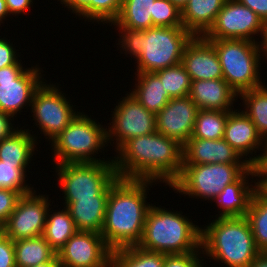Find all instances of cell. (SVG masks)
<instances>
[{
    "label": "cell",
    "instance_id": "1",
    "mask_svg": "<svg viewBox=\"0 0 267 267\" xmlns=\"http://www.w3.org/2000/svg\"><path fill=\"white\" fill-rule=\"evenodd\" d=\"M115 154L119 178L152 180L169 187L182 170L183 146L157 131L130 138Z\"/></svg>",
    "mask_w": 267,
    "mask_h": 267
},
{
    "label": "cell",
    "instance_id": "2",
    "mask_svg": "<svg viewBox=\"0 0 267 267\" xmlns=\"http://www.w3.org/2000/svg\"><path fill=\"white\" fill-rule=\"evenodd\" d=\"M156 181L117 178L110 188L101 235L111 249L138 245L144 231L149 187ZM147 202V203H146Z\"/></svg>",
    "mask_w": 267,
    "mask_h": 267
},
{
    "label": "cell",
    "instance_id": "3",
    "mask_svg": "<svg viewBox=\"0 0 267 267\" xmlns=\"http://www.w3.org/2000/svg\"><path fill=\"white\" fill-rule=\"evenodd\" d=\"M120 53L135 58L136 72H156L181 63L193 35L184 27H152L147 30L117 28ZM121 45V46H120Z\"/></svg>",
    "mask_w": 267,
    "mask_h": 267
},
{
    "label": "cell",
    "instance_id": "4",
    "mask_svg": "<svg viewBox=\"0 0 267 267\" xmlns=\"http://www.w3.org/2000/svg\"><path fill=\"white\" fill-rule=\"evenodd\" d=\"M201 249L206 259L227 267H250L261 253L245 216L216 218L202 227Z\"/></svg>",
    "mask_w": 267,
    "mask_h": 267
},
{
    "label": "cell",
    "instance_id": "5",
    "mask_svg": "<svg viewBox=\"0 0 267 267\" xmlns=\"http://www.w3.org/2000/svg\"><path fill=\"white\" fill-rule=\"evenodd\" d=\"M165 209L151 205L137 246L165 255L202 252V226L195 225L183 212Z\"/></svg>",
    "mask_w": 267,
    "mask_h": 267
},
{
    "label": "cell",
    "instance_id": "6",
    "mask_svg": "<svg viewBox=\"0 0 267 267\" xmlns=\"http://www.w3.org/2000/svg\"><path fill=\"white\" fill-rule=\"evenodd\" d=\"M81 111L49 145L55 165L80 162H114L95 158L108 145L107 128ZM51 143V144H50ZM107 144V145H106ZM99 151V153H98ZM54 152V153H53ZM94 156V157H93Z\"/></svg>",
    "mask_w": 267,
    "mask_h": 267
},
{
    "label": "cell",
    "instance_id": "7",
    "mask_svg": "<svg viewBox=\"0 0 267 267\" xmlns=\"http://www.w3.org/2000/svg\"><path fill=\"white\" fill-rule=\"evenodd\" d=\"M207 40L215 48L222 67L223 79L238 95L265 83L260 79V62L263 57L258 42L244 39Z\"/></svg>",
    "mask_w": 267,
    "mask_h": 267
},
{
    "label": "cell",
    "instance_id": "8",
    "mask_svg": "<svg viewBox=\"0 0 267 267\" xmlns=\"http://www.w3.org/2000/svg\"><path fill=\"white\" fill-rule=\"evenodd\" d=\"M64 202L109 195L118 175L114 162H80L55 165Z\"/></svg>",
    "mask_w": 267,
    "mask_h": 267
},
{
    "label": "cell",
    "instance_id": "9",
    "mask_svg": "<svg viewBox=\"0 0 267 267\" xmlns=\"http://www.w3.org/2000/svg\"><path fill=\"white\" fill-rule=\"evenodd\" d=\"M249 163H214L182 165L180 176L169 186L189 198L213 201L226 185L238 180Z\"/></svg>",
    "mask_w": 267,
    "mask_h": 267
},
{
    "label": "cell",
    "instance_id": "10",
    "mask_svg": "<svg viewBox=\"0 0 267 267\" xmlns=\"http://www.w3.org/2000/svg\"><path fill=\"white\" fill-rule=\"evenodd\" d=\"M56 83L47 84L45 81L35 91L30 111L35 126L41 131L47 141H52L59 135L79 113L70 104L63 91ZM74 107V108H73Z\"/></svg>",
    "mask_w": 267,
    "mask_h": 267
},
{
    "label": "cell",
    "instance_id": "11",
    "mask_svg": "<svg viewBox=\"0 0 267 267\" xmlns=\"http://www.w3.org/2000/svg\"><path fill=\"white\" fill-rule=\"evenodd\" d=\"M22 64L20 59L0 68V111L14 118L25 106L31 107L35 91L45 81L39 65L25 68Z\"/></svg>",
    "mask_w": 267,
    "mask_h": 267
},
{
    "label": "cell",
    "instance_id": "12",
    "mask_svg": "<svg viewBox=\"0 0 267 267\" xmlns=\"http://www.w3.org/2000/svg\"><path fill=\"white\" fill-rule=\"evenodd\" d=\"M120 98L112 112L107 129V141L117 151L130 138L149 135L157 131L156 114L148 111L130 93ZM112 123V124H111Z\"/></svg>",
    "mask_w": 267,
    "mask_h": 267
},
{
    "label": "cell",
    "instance_id": "13",
    "mask_svg": "<svg viewBox=\"0 0 267 267\" xmlns=\"http://www.w3.org/2000/svg\"><path fill=\"white\" fill-rule=\"evenodd\" d=\"M37 194L34 190L22 195L3 226V233L13 241L43 235L51 199L49 195Z\"/></svg>",
    "mask_w": 267,
    "mask_h": 267
},
{
    "label": "cell",
    "instance_id": "14",
    "mask_svg": "<svg viewBox=\"0 0 267 267\" xmlns=\"http://www.w3.org/2000/svg\"><path fill=\"white\" fill-rule=\"evenodd\" d=\"M263 24V21L250 8L237 0H226L213 26L204 37L206 39H244L259 43L255 36H262Z\"/></svg>",
    "mask_w": 267,
    "mask_h": 267
},
{
    "label": "cell",
    "instance_id": "15",
    "mask_svg": "<svg viewBox=\"0 0 267 267\" xmlns=\"http://www.w3.org/2000/svg\"><path fill=\"white\" fill-rule=\"evenodd\" d=\"M111 249L97 232L77 231L57 253L62 267H110Z\"/></svg>",
    "mask_w": 267,
    "mask_h": 267
},
{
    "label": "cell",
    "instance_id": "16",
    "mask_svg": "<svg viewBox=\"0 0 267 267\" xmlns=\"http://www.w3.org/2000/svg\"><path fill=\"white\" fill-rule=\"evenodd\" d=\"M198 111L199 108L189 96L171 98L156 114L157 132L184 146L191 138Z\"/></svg>",
    "mask_w": 267,
    "mask_h": 267
},
{
    "label": "cell",
    "instance_id": "17",
    "mask_svg": "<svg viewBox=\"0 0 267 267\" xmlns=\"http://www.w3.org/2000/svg\"><path fill=\"white\" fill-rule=\"evenodd\" d=\"M181 64L191 81L223 78L214 46L204 36H193L184 48Z\"/></svg>",
    "mask_w": 267,
    "mask_h": 267
},
{
    "label": "cell",
    "instance_id": "18",
    "mask_svg": "<svg viewBox=\"0 0 267 267\" xmlns=\"http://www.w3.org/2000/svg\"><path fill=\"white\" fill-rule=\"evenodd\" d=\"M237 110L234 109L227 118L223 139L253 166L255 164L253 151L254 154L257 153V150L262 151L263 138L248 116L241 109Z\"/></svg>",
    "mask_w": 267,
    "mask_h": 267
},
{
    "label": "cell",
    "instance_id": "19",
    "mask_svg": "<svg viewBox=\"0 0 267 267\" xmlns=\"http://www.w3.org/2000/svg\"><path fill=\"white\" fill-rule=\"evenodd\" d=\"M248 163L222 139L190 138L183 146V165Z\"/></svg>",
    "mask_w": 267,
    "mask_h": 267
},
{
    "label": "cell",
    "instance_id": "20",
    "mask_svg": "<svg viewBox=\"0 0 267 267\" xmlns=\"http://www.w3.org/2000/svg\"><path fill=\"white\" fill-rule=\"evenodd\" d=\"M249 177L254 180L255 171L253 166L238 180L226 185L216 196L213 201L216 202L218 209L220 208V211H218L220 214H216V218L244 217L246 215L253 195L257 190L256 180H254L255 184L253 185L252 182H249Z\"/></svg>",
    "mask_w": 267,
    "mask_h": 267
},
{
    "label": "cell",
    "instance_id": "21",
    "mask_svg": "<svg viewBox=\"0 0 267 267\" xmlns=\"http://www.w3.org/2000/svg\"><path fill=\"white\" fill-rule=\"evenodd\" d=\"M189 97L199 110L234 111L239 95L221 78L191 81Z\"/></svg>",
    "mask_w": 267,
    "mask_h": 267
},
{
    "label": "cell",
    "instance_id": "22",
    "mask_svg": "<svg viewBox=\"0 0 267 267\" xmlns=\"http://www.w3.org/2000/svg\"><path fill=\"white\" fill-rule=\"evenodd\" d=\"M108 195L64 202L78 231L101 233L106 213Z\"/></svg>",
    "mask_w": 267,
    "mask_h": 267
},
{
    "label": "cell",
    "instance_id": "23",
    "mask_svg": "<svg viewBox=\"0 0 267 267\" xmlns=\"http://www.w3.org/2000/svg\"><path fill=\"white\" fill-rule=\"evenodd\" d=\"M226 0H189L181 9L183 27L193 36H204L213 26Z\"/></svg>",
    "mask_w": 267,
    "mask_h": 267
},
{
    "label": "cell",
    "instance_id": "24",
    "mask_svg": "<svg viewBox=\"0 0 267 267\" xmlns=\"http://www.w3.org/2000/svg\"><path fill=\"white\" fill-rule=\"evenodd\" d=\"M135 76L136 86L129 93L148 111L157 114L171 99L163 83L154 72L135 73Z\"/></svg>",
    "mask_w": 267,
    "mask_h": 267
},
{
    "label": "cell",
    "instance_id": "25",
    "mask_svg": "<svg viewBox=\"0 0 267 267\" xmlns=\"http://www.w3.org/2000/svg\"><path fill=\"white\" fill-rule=\"evenodd\" d=\"M37 139L29 128H18L11 136L0 141V160L8 164H31L38 145Z\"/></svg>",
    "mask_w": 267,
    "mask_h": 267
},
{
    "label": "cell",
    "instance_id": "26",
    "mask_svg": "<svg viewBox=\"0 0 267 267\" xmlns=\"http://www.w3.org/2000/svg\"><path fill=\"white\" fill-rule=\"evenodd\" d=\"M155 0H123L118 18L112 23L115 28L147 30L153 27L152 16Z\"/></svg>",
    "mask_w": 267,
    "mask_h": 267
},
{
    "label": "cell",
    "instance_id": "27",
    "mask_svg": "<svg viewBox=\"0 0 267 267\" xmlns=\"http://www.w3.org/2000/svg\"><path fill=\"white\" fill-rule=\"evenodd\" d=\"M53 208H49L45 223L43 237L58 253L68 241V239L78 230L74 224L69 211L64 207L62 210L54 212ZM57 211V212H56Z\"/></svg>",
    "mask_w": 267,
    "mask_h": 267
},
{
    "label": "cell",
    "instance_id": "28",
    "mask_svg": "<svg viewBox=\"0 0 267 267\" xmlns=\"http://www.w3.org/2000/svg\"><path fill=\"white\" fill-rule=\"evenodd\" d=\"M14 249L16 267H33L57 255L43 236L14 241Z\"/></svg>",
    "mask_w": 267,
    "mask_h": 267
},
{
    "label": "cell",
    "instance_id": "29",
    "mask_svg": "<svg viewBox=\"0 0 267 267\" xmlns=\"http://www.w3.org/2000/svg\"><path fill=\"white\" fill-rule=\"evenodd\" d=\"M165 254L137 245L111 250L110 267H163Z\"/></svg>",
    "mask_w": 267,
    "mask_h": 267
},
{
    "label": "cell",
    "instance_id": "30",
    "mask_svg": "<svg viewBox=\"0 0 267 267\" xmlns=\"http://www.w3.org/2000/svg\"><path fill=\"white\" fill-rule=\"evenodd\" d=\"M247 218L254 241L261 252H267V191L257 188L253 195Z\"/></svg>",
    "mask_w": 267,
    "mask_h": 267
},
{
    "label": "cell",
    "instance_id": "31",
    "mask_svg": "<svg viewBox=\"0 0 267 267\" xmlns=\"http://www.w3.org/2000/svg\"><path fill=\"white\" fill-rule=\"evenodd\" d=\"M241 98V99H240ZM239 99L243 100L242 111L255 125L262 138L267 135V85L241 92Z\"/></svg>",
    "mask_w": 267,
    "mask_h": 267
},
{
    "label": "cell",
    "instance_id": "32",
    "mask_svg": "<svg viewBox=\"0 0 267 267\" xmlns=\"http://www.w3.org/2000/svg\"><path fill=\"white\" fill-rule=\"evenodd\" d=\"M232 111L199 110L191 138L222 139L225 124Z\"/></svg>",
    "mask_w": 267,
    "mask_h": 267
},
{
    "label": "cell",
    "instance_id": "33",
    "mask_svg": "<svg viewBox=\"0 0 267 267\" xmlns=\"http://www.w3.org/2000/svg\"><path fill=\"white\" fill-rule=\"evenodd\" d=\"M163 83L164 90L171 98H181L189 96L191 89V79L183 65L167 67L154 72Z\"/></svg>",
    "mask_w": 267,
    "mask_h": 267
},
{
    "label": "cell",
    "instance_id": "34",
    "mask_svg": "<svg viewBox=\"0 0 267 267\" xmlns=\"http://www.w3.org/2000/svg\"><path fill=\"white\" fill-rule=\"evenodd\" d=\"M28 166L29 164L3 163L0 160V188L14 190L21 196L32 193L34 187L26 183Z\"/></svg>",
    "mask_w": 267,
    "mask_h": 267
},
{
    "label": "cell",
    "instance_id": "35",
    "mask_svg": "<svg viewBox=\"0 0 267 267\" xmlns=\"http://www.w3.org/2000/svg\"><path fill=\"white\" fill-rule=\"evenodd\" d=\"M151 16L153 27H183L181 9L170 0H155Z\"/></svg>",
    "mask_w": 267,
    "mask_h": 267
},
{
    "label": "cell",
    "instance_id": "36",
    "mask_svg": "<svg viewBox=\"0 0 267 267\" xmlns=\"http://www.w3.org/2000/svg\"><path fill=\"white\" fill-rule=\"evenodd\" d=\"M123 0H91V22L109 25L118 18Z\"/></svg>",
    "mask_w": 267,
    "mask_h": 267
},
{
    "label": "cell",
    "instance_id": "37",
    "mask_svg": "<svg viewBox=\"0 0 267 267\" xmlns=\"http://www.w3.org/2000/svg\"><path fill=\"white\" fill-rule=\"evenodd\" d=\"M202 252L165 255L163 267H204ZM203 258V259H202ZM206 267V266H205Z\"/></svg>",
    "mask_w": 267,
    "mask_h": 267
},
{
    "label": "cell",
    "instance_id": "38",
    "mask_svg": "<svg viewBox=\"0 0 267 267\" xmlns=\"http://www.w3.org/2000/svg\"><path fill=\"white\" fill-rule=\"evenodd\" d=\"M20 197L21 195L14 190L0 188V224L2 226L14 211Z\"/></svg>",
    "mask_w": 267,
    "mask_h": 267
},
{
    "label": "cell",
    "instance_id": "39",
    "mask_svg": "<svg viewBox=\"0 0 267 267\" xmlns=\"http://www.w3.org/2000/svg\"><path fill=\"white\" fill-rule=\"evenodd\" d=\"M0 267H16L14 241L4 233L0 235Z\"/></svg>",
    "mask_w": 267,
    "mask_h": 267
},
{
    "label": "cell",
    "instance_id": "40",
    "mask_svg": "<svg viewBox=\"0 0 267 267\" xmlns=\"http://www.w3.org/2000/svg\"><path fill=\"white\" fill-rule=\"evenodd\" d=\"M6 39V37L1 38L0 36V68L6 66L14 65L20 57L19 52H17L13 43Z\"/></svg>",
    "mask_w": 267,
    "mask_h": 267
},
{
    "label": "cell",
    "instance_id": "41",
    "mask_svg": "<svg viewBox=\"0 0 267 267\" xmlns=\"http://www.w3.org/2000/svg\"><path fill=\"white\" fill-rule=\"evenodd\" d=\"M60 4H64V7H67L68 10L78 17H83V19L91 21V0H58ZM90 20V21H89Z\"/></svg>",
    "mask_w": 267,
    "mask_h": 267
},
{
    "label": "cell",
    "instance_id": "42",
    "mask_svg": "<svg viewBox=\"0 0 267 267\" xmlns=\"http://www.w3.org/2000/svg\"><path fill=\"white\" fill-rule=\"evenodd\" d=\"M255 164L253 165L255 171L256 185L259 189H267V153L255 154ZM258 177V178H256Z\"/></svg>",
    "mask_w": 267,
    "mask_h": 267
},
{
    "label": "cell",
    "instance_id": "43",
    "mask_svg": "<svg viewBox=\"0 0 267 267\" xmlns=\"http://www.w3.org/2000/svg\"><path fill=\"white\" fill-rule=\"evenodd\" d=\"M242 5L250 8L264 22H267V0H237Z\"/></svg>",
    "mask_w": 267,
    "mask_h": 267
},
{
    "label": "cell",
    "instance_id": "44",
    "mask_svg": "<svg viewBox=\"0 0 267 267\" xmlns=\"http://www.w3.org/2000/svg\"><path fill=\"white\" fill-rule=\"evenodd\" d=\"M10 15H25L26 11L33 6V0H5Z\"/></svg>",
    "mask_w": 267,
    "mask_h": 267
},
{
    "label": "cell",
    "instance_id": "45",
    "mask_svg": "<svg viewBox=\"0 0 267 267\" xmlns=\"http://www.w3.org/2000/svg\"><path fill=\"white\" fill-rule=\"evenodd\" d=\"M14 117L0 111V141L11 136L18 127H15ZM17 128V129H16Z\"/></svg>",
    "mask_w": 267,
    "mask_h": 267
},
{
    "label": "cell",
    "instance_id": "46",
    "mask_svg": "<svg viewBox=\"0 0 267 267\" xmlns=\"http://www.w3.org/2000/svg\"><path fill=\"white\" fill-rule=\"evenodd\" d=\"M259 47L262 53L263 60L265 58L267 60V22H264L263 24V32L261 36V41H259Z\"/></svg>",
    "mask_w": 267,
    "mask_h": 267
},
{
    "label": "cell",
    "instance_id": "47",
    "mask_svg": "<svg viewBox=\"0 0 267 267\" xmlns=\"http://www.w3.org/2000/svg\"><path fill=\"white\" fill-rule=\"evenodd\" d=\"M250 267H267V252H261L251 263Z\"/></svg>",
    "mask_w": 267,
    "mask_h": 267
},
{
    "label": "cell",
    "instance_id": "48",
    "mask_svg": "<svg viewBox=\"0 0 267 267\" xmlns=\"http://www.w3.org/2000/svg\"><path fill=\"white\" fill-rule=\"evenodd\" d=\"M6 17H10V13L7 9L5 0H0V25L3 24V21Z\"/></svg>",
    "mask_w": 267,
    "mask_h": 267
},
{
    "label": "cell",
    "instance_id": "49",
    "mask_svg": "<svg viewBox=\"0 0 267 267\" xmlns=\"http://www.w3.org/2000/svg\"><path fill=\"white\" fill-rule=\"evenodd\" d=\"M33 267H62V264L60 263L59 257L56 255L52 260Z\"/></svg>",
    "mask_w": 267,
    "mask_h": 267
},
{
    "label": "cell",
    "instance_id": "50",
    "mask_svg": "<svg viewBox=\"0 0 267 267\" xmlns=\"http://www.w3.org/2000/svg\"><path fill=\"white\" fill-rule=\"evenodd\" d=\"M172 3H174L179 9H182L189 0H170Z\"/></svg>",
    "mask_w": 267,
    "mask_h": 267
},
{
    "label": "cell",
    "instance_id": "51",
    "mask_svg": "<svg viewBox=\"0 0 267 267\" xmlns=\"http://www.w3.org/2000/svg\"><path fill=\"white\" fill-rule=\"evenodd\" d=\"M262 151L260 152V154L263 153H267V135H265L263 137V145H262Z\"/></svg>",
    "mask_w": 267,
    "mask_h": 267
},
{
    "label": "cell",
    "instance_id": "52",
    "mask_svg": "<svg viewBox=\"0 0 267 267\" xmlns=\"http://www.w3.org/2000/svg\"><path fill=\"white\" fill-rule=\"evenodd\" d=\"M3 234V226L0 224V235Z\"/></svg>",
    "mask_w": 267,
    "mask_h": 267
}]
</instances>
